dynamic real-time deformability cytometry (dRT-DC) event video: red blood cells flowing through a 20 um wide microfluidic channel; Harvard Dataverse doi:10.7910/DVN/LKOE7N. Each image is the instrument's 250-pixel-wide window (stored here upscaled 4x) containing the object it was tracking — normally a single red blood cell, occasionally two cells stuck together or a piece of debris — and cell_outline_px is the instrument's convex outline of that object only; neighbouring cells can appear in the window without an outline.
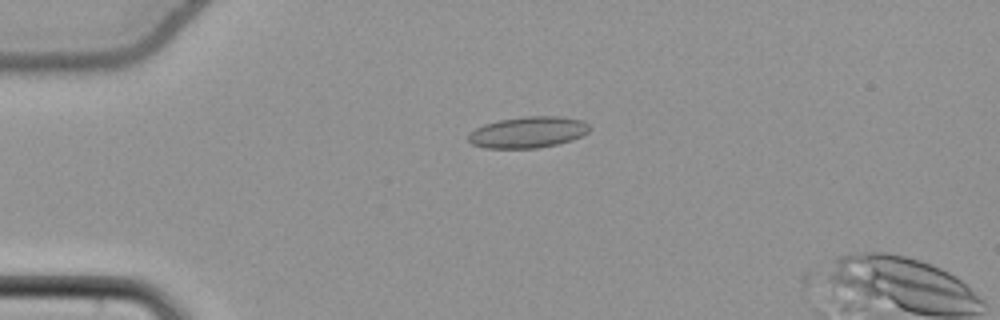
{"species": "common noctule bat (a hibernating species)", "species_latin": "Nyctalus noctula", "temperature_condition": "cold", "stored_images_in_passage": 4, "camera_frame_rate_fps": 3000, "um_per_image_px": 0.085, "animal": {"sex": "female", "body_mass_g": 22.7, "forearm_length_mm": 54.2}, "frame": {"image": 1, "passage_image": 2, "time_ms": 0.333, "image_size_px": [1000, 320], "cell_outline_px": [[592, 128], [588, 132], [572, 140], [556, 144], [536, 148], [484, 148], [472, 144], [468, 140], [468, 132], [484, 124], [500, 120], [524, 116], [560, 116], [580, 120], [588, 124]], "centroid_in_image_um": [44.86, 11.24], "position_along_channel_um": 40.1, "area_um2": 22.08}}